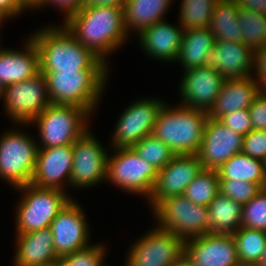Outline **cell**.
Instances as JSON below:
<instances>
[{
  "label": "cell",
  "mask_w": 266,
  "mask_h": 266,
  "mask_svg": "<svg viewBox=\"0 0 266 266\" xmlns=\"http://www.w3.org/2000/svg\"><path fill=\"white\" fill-rule=\"evenodd\" d=\"M63 24L77 41L106 64V55L123 46L128 38L123 7H83Z\"/></svg>",
  "instance_id": "6da1fadb"
},
{
  "label": "cell",
  "mask_w": 266,
  "mask_h": 266,
  "mask_svg": "<svg viewBox=\"0 0 266 266\" xmlns=\"http://www.w3.org/2000/svg\"><path fill=\"white\" fill-rule=\"evenodd\" d=\"M31 38L39 51L41 73L108 69V65L77 41L63 24L60 27H45Z\"/></svg>",
  "instance_id": "7a4b0ae2"
},
{
  "label": "cell",
  "mask_w": 266,
  "mask_h": 266,
  "mask_svg": "<svg viewBox=\"0 0 266 266\" xmlns=\"http://www.w3.org/2000/svg\"><path fill=\"white\" fill-rule=\"evenodd\" d=\"M207 119L206 111L164 104L158 113L152 135L163 141L175 155H197Z\"/></svg>",
  "instance_id": "3957f363"
},
{
  "label": "cell",
  "mask_w": 266,
  "mask_h": 266,
  "mask_svg": "<svg viewBox=\"0 0 266 266\" xmlns=\"http://www.w3.org/2000/svg\"><path fill=\"white\" fill-rule=\"evenodd\" d=\"M107 73L108 69H83L42 74L51 104L78 106L91 114L104 90Z\"/></svg>",
  "instance_id": "277c9868"
},
{
  "label": "cell",
  "mask_w": 266,
  "mask_h": 266,
  "mask_svg": "<svg viewBox=\"0 0 266 266\" xmlns=\"http://www.w3.org/2000/svg\"><path fill=\"white\" fill-rule=\"evenodd\" d=\"M21 198L16 212V234H25L50 227L52 220L72 199L59 189L39 188L27 184L16 188Z\"/></svg>",
  "instance_id": "5b68a950"
},
{
  "label": "cell",
  "mask_w": 266,
  "mask_h": 266,
  "mask_svg": "<svg viewBox=\"0 0 266 266\" xmlns=\"http://www.w3.org/2000/svg\"><path fill=\"white\" fill-rule=\"evenodd\" d=\"M89 115L78 106L50 104L31 122L37 123L41 137L38 148L73 144L88 130Z\"/></svg>",
  "instance_id": "8992f818"
},
{
  "label": "cell",
  "mask_w": 266,
  "mask_h": 266,
  "mask_svg": "<svg viewBox=\"0 0 266 266\" xmlns=\"http://www.w3.org/2000/svg\"><path fill=\"white\" fill-rule=\"evenodd\" d=\"M157 225L184 241L210 233L208 207L194 204L184 195L162 200L154 209Z\"/></svg>",
  "instance_id": "52a82bcc"
},
{
  "label": "cell",
  "mask_w": 266,
  "mask_h": 266,
  "mask_svg": "<svg viewBox=\"0 0 266 266\" xmlns=\"http://www.w3.org/2000/svg\"><path fill=\"white\" fill-rule=\"evenodd\" d=\"M38 144L24 132L11 130L0 138V178L18 188L31 184Z\"/></svg>",
  "instance_id": "ba28073f"
},
{
  "label": "cell",
  "mask_w": 266,
  "mask_h": 266,
  "mask_svg": "<svg viewBox=\"0 0 266 266\" xmlns=\"http://www.w3.org/2000/svg\"><path fill=\"white\" fill-rule=\"evenodd\" d=\"M113 149L112 157L108 155L106 179L129 193H138L149 198L158 171L132 147Z\"/></svg>",
  "instance_id": "9c48e42d"
},
{
  "label": "cell",
  "mask_w": 266,
  "mask_h": 266,
  "mask_svg": "<svg viewBox=\"0 0 266 266\" xmlns=\"http://www.w3.org/2000/svg\"><path fill=\"white\" fill-rule=\"evenodd\" d=\"M3 99L8 117L17 125L31 123L51 104L46 78L41 72L27 80L6 85Z\"/></svg>",
  "instance_id": "30bf717a"
},
{
  "label": "cell",
  "mask_w": 266,
  "mask_h": 266,
  "mask_svg": "<svg viewBox=\"0 0 266 266\" xmlns=\"http://www.w3.org/2000/svg\"><path fill=\"white\" fill-rule=\"evenodd\" d=\"M184 243L157 226L131 246L125 266H171L184 256Z\"/></svg>",
  "instance_id": "8fae6325"
},
{
  "label": "cell",
  "mask_w": 266,
  "mask_h": 266,
  "mask_svg": "<svg viewBox=\"0 0 266 266\" xmlns=\"http://www.w3.org/2000/svg\"><path fill=\"white\" fill-rule=\"evenodd\" d=\"M88 129L72 144L73 165L70 185L85 188L95 186L107 175L108 154Z\"/></svg>",
  "instance_id": "7c38bea8"
},
{
  "label": "cell",
  "mask_w": 266,
  "mask_h": 266,
  "mask_svg": "<svg viewBox=\"0 0 266 266\" xmlns=\"http://www.w3.org/2000/svg\"><path fill=\"white\" fill-rule=\"evenodd\" d=\"M165 103L157 99H140L120 116L113 133V148L133 147L138 141L152 135L158 113Z\"/></svg>",
  "instance_id": "4fadbf2b"
},
{
  "label": "cell",
  "mask_w": 266,
  "mask_h": 266,
  "mask_svg": "<svg viewBox=\"0 0 266 266\" xmlns=\"http://www.w3.org/2000/svg\"><path fill=\"white\" fill-rule=\"evenodd\" d=\"M54 253L58 258L89 246L88 224L84 211L70 200L52 220Z\"/></svg>",
  "instance_id": "5bb4252c"
},
{
  "label": "cell",
  "mask_w": 266,
  "mask_h": 266,
  "mask_svg": "<svg viewBox=\"0 0 266 266\" xmlns=\"http://www.w3.org/2000/svg\"><path fill=\"white\" fill-rule=\"evenodd\" d=\"M184 256L192 266H241L232 234L208 233L185 240Z\"/></svg>",
  "instance_id": "9a60e30c"
},
{
  "label": "cell",
  "mask_w": 266,
  "mask_h": 266,
  "mask_svg": "<svg viewBox=\"0 0 266 266\" xmlns=\"http://www.w3.org/2000/svg\"><path fill=\"white\" fill-rule=\"evenodd\" d=\"M198 155H175L160 171L148 200L154 209L162 200L183 195L186 187L203 170Z\"/></svg>",
  "instance_id": "2e32d148"
},
{
  "label": "cell",
  "mask_w": 266,
  "mask_h": 266,
  "mask_svg": "<svg viewBox=\"0 0 266 266\" xmlns=\"http://www.w3.org/2000/svg\"><path fill=\"white\" fill-rule=\"evenodd\" d=\"M244 136L209 118L204 127V136L198 157L204 169L218 170L233 155L241 153Z\"/></svg>",
  "instance_id": "e0dca14e"
},
{
  "label": "cell",
  "mask_w": 266,
  "mask_h": 266,
  "mask_svg": "<svg viewBox=\"0 0 266 266\" xmlns=\"http://www.w3.org/2000/svg\"><path fill=\"white\" fill-rule=\"evenodd\" d=\"M179 94L184 99L181 106L208 112L217 99L225 78L207 66L184 71ZM187 104V105H186Z\"/></svg>",
  "instance_id": "ac0fdd59"
},
{
  "label": "cell",
  "mask_w": 266,
  "mask_h": 266,
  "mask_svg": "<svg viewBox=\"0 0 266 266\" xmlns=\"http://www.w3.org/2000/svg\"><path fill=\"white\" fill-rule=\"evenodd\" d=\"M72 165V144L39 148L31 184L64 191V178L70 184Z\"/></svg>",
  "instance_id": "d6986e66"
},
{
  "label": "cell",
  "mask_w": 266,
  "mask_h": 266,
  "mask_svg": "<svg viewBox=\"0 0 266 266\" xmlns=\"http://www.w3.org/2000/svg\"><path fill=\"white\" fill-rule=\"evenodd\" d=\"M205 66L214 68L225 79L252 77L253 51L243 42L216 41Z\"/></svg>",
  "instance_id": "ffe728a7"
},
{
  "label": "cell",
  "mask_w": 266,
  "mask_h": 266,
  "mask_svg": "<svg viewBox=\"0 0 266 266\" xmlns=\"http://www.w3.org/2000/svg\"><path fill=\"white\" fill-rule=\"evenodd\" d=\"M261 90L254 77L225 79L217 99L207 112L208 117L219 120L225 114L249 109Z\"/></svg>",
  "instance_id": "44dd1931"
},
{
  "label": "cell",
  "mask_w": 266,
  "mask_h": 266,
  "mask_svg": "<svg viewBox=\"0 0 266 266\" xmlns=\"http://www.w3.org/2000/svg\"><path fill=\"white\" fill-rule=\"evenodd\" d=\"M183 34L181 26L176 27L161 20L143 30L138 37L148 56L173 62L179 54Z\"/></svg>",
  "instance_id": "7402d4cb"
},
{
  "label": "cell",
  "mask_w": 266,
  "mask_h": 266,
  "mask_svg": "<svg viewBox=\"0 0 266 266\" xmlns=\"http://www.w3.org/2000/svg\"><path fill=\"white\" fill-rule=\"evenodd\" d=\"M24 51L0 48V82L6 85L34 77L40 72L39 51L30 37Z\"/></svg>",
  "instance_id": "603a6c76"
},
{
  "label": "cell",
  "mask_w": 266,
  "mask_h": 266,
  "mask_svg": "<svg viewBox=\"0 0 266 266\" xmlns=\"http://www.w3.org/2000/svg\"><path fill=\"white\" fill-rule=\"evenodd\" d=\"M16 235L15 266H46L59 261L54 253L50 227Z\"/></svg>",
  "instance_id": "cb8c5ba5"
},
{
  "label": "cell",
  "mask_w": 266,
  "mask_h": 266,
  "mask_svg": "<svg viewBox=\"0 0 266 266\" xmlns=\"http://www.w3.org/2000/svg\"><path fill=\"white\" fill-rule=\"evenodd\" d=\"M172 0H127L123 7L124 26L127 35L131 30L140 34L143 30L164 20Z\"/></svg>",
  "instance_id": "d4e9b609"
},
{
  "label": "cell",
  "mask_w": 266,
  "mask_h": 266,
  "mask_svg": "<svg viewBox=\"0 0 266 266\" xmlns=\"http://www.w3.org/2000/svg\"><path fill=\"white\" fill-rule=\"evenodd\" d=\"M215 42V36L209 27L184 31L176 61L181 62L184 71L203 67Z\"/></svg>",
  "instance_id": "484cf974"
},
{
  "label": "cell",
  "mask_w": 266,
  "mask_h": 266,
  "mask_svg": "<svg viewBox=\"0 0 266 266\" xmlns=\"http://www.w3.org/2000/svg\"><path fill=\"white\" fill-rule=\"evenodd\" d=\"M207 207L210 217V233L234 234L242 227V204L220 192Z\"/></svg>",
  "instance_id": "4316f807"
},
{
  "label": "cell",
  "mask_w": 266,
  "mask_h": 266,
  "mask_svg": "<svg viewBox=\"0 0 266 266\" xmlns=\"http://www.w3.org/2000/svg\"><path fill=\"white\" fill-rule=\"evenodd\" d=\"M240 8L235 0H219L209 25L216 41L242 42L243 32L238 23Z\"/></svg>",
  "instance_id": "83f0119b"
},
{
  "label": "cell",
  "mask_w": 266,
  "mask_h": 266,
  "mask_svg": "<svg viewBox=\"0 0 266 266\" xmlns=\"http://www.w3.org/2000/svg\"><path fill=\"white\" fill-rule=\"evenodd\" d=\"M220 180H239L258 183L266 188L264 161L244 153L233 155L218 170Z\"/></svg>",
  "instance_id": "f1b7e54d"
},
{
  "label": "cell",
  "mask_w": 266,
  "mask_h": 266,
  "mask_svg": "<svg viewBox=\"0 0 266 266\" xmlns=\"http://www.w3.org/2000/svg\"><path fill=\"white\" fill-rule=\"evenodd\" d=\"M241 266H256L266 247V232L241 227L232 234Z\"/></svg>",
  "instance_id": "f546056e"
},
{
  "label": "cell",
  "mask_w": 266,
  "mask_h": 266,
  "mask_svg": "<svg viewBox=\"0 0 266 266\" xmlns=\"http://www.w3.org/2000/svg\"><path fill=\"white\" fill-rule=\"evenodd\" d=\"M220 193L217 170L203 169L186 187L183 195L194 204L208 206Z\"/></svg>",
  "instance_id": "4dcf8cb0"
},
{
  "label": "cell",
  "mask_w": 266,
  "mask_h": 266,
  "mask_svg": "<svg viewBox=\"0 0 266 266\" xmlns=\"http://www.w3.org/2000/svg\"><path fill=\"white\" fill-rule=\"evenodd\" d=\"M219 0H182L180 10V26L184 31L207 28L212 13Z\"/></svg>",
  "instance_id": "1f68e13d"
},
{
  "label": "cell",
  "mask_w": 266,
  "mask_h": 266,
  "mask_svg": "<svg viewBox=\"0 0 266 266\" xmlns=\"http://www.w3.org/2000/svg\"><path fill=\"white\" fill-rule=\"evenodd\" d=\"M238 23L243 32V43L253 52L266 45V15L240 8Z\"/></svg>",
  "instance_id": "d6a6232c"
},
{
  "label": "cell",
  "mask_w": 266,
  "mask_h": 266,
  "mask_svg": "<svg viewBox=\"0 0 266 266\" xmlns=\"http://www.w3.org/2000/svg\"><path fill=\"white\" fill-rule=\"evenodd\" d=\"M132 148L157 171L163 169L175 156L173 151L163 141L153 135L144 137Z\"/></svg>",
  "instance_id": "836d02e7"
},
{
  "label": "cell",
  "mask_w": 266,
  "mask_h": 266,
  "mask_svg": "<svg viewBox=\"0 0 266 266\" xmlns=\"http://www.w3.org/2000/svg\"><path fill=\"white\" fill-rule=\"evenodd\" d=\"M242 227L266 232V188L243 205Z\"/></svg>",
  "instance_id": "e575fe53"
},
{
  "label": "cell",
  "mask_w": 266,
  "mask_h": 266,
  "mask_svg": "<svg viewBox=\"0 0 266 266\" xmlns=\"http://www.w3.org/2000/svg\"><path fill=\"white\" fill-rule=\"evenodd\" d=\"M104 245H89L86 248L64 255L59 258L62 266H106L103 264L105 257Z\"/></svg>",
  "instance_id": "d590c367"
},
{
  "label": "cell",
  "mask_w": 266,
  "mask_h": 266,
  "mask_svg": "<svg viewBox=\"0 0 266 266\" xmlns=\"http://www.w3.org/2000/svg\"><path fill=\"white\" fill-rule=\"evenodd\" d=\"M263 188L254 182L239 180H220V192L242 205L250 201Z\"/></svg>",
  "instance_id": "8d00e7d4"
},
{
  "label": "cell",
  "mask_w": 266,
  "mask_h": 266,
  "mask_svg": "<svg viewBox=\"0 0 266 266\" xmlns=\"http://www.w3.org/2000/svg\"><path fill=\"white\" fill-rule=\"evenodd\" d=\"M242 153L266 160V130H252L243 138Z\"/></svg>",
  "instance_id": "74e56055"
},
{
  "label": "cell",
  "mask_w": 266,
  "mask_h": 266,
  "mask_svg": "<svg viewBox=\"0 0 266 266\" xmlns=\"http://www.w3.org/2000/svg\"><path fill=\"white\" fill-rule=\"evenodd\" d=\"M218 121L243 136L252 131V120L248 109H241L225 114Z\"/></svg>",
  "instance_id": "f35d334b"
},
{
  "label": "cell",
  "mask_w": 266,
  "mask_h": 266,
  "mask_svg": "<svg viewBox=\"0 0 266 266\" xmlns=\"http://www.w3.org/2000/svg\"><path fill=\"white\" fill-rule=\"evenodd\" d=\"M252 130H266V89H262L249 107Z\"/></svg>",
  "instance_id": "ab89813d"
},
{
  "label": "cell",
  "mask_w": 266,
  "mask_h": 266,
  "mask_svg": "<svg viewBox=\"0 0 266 266\" xmlns=\"http://www.w3.org/2000/svg\"><path fill=\"white\" fill-rule=\"evenodd\" d=\"M84 0H37L32 6L35 8L44 7L45 4L55 5L58 8H61L66 14L65 21H67L70 17L76 14L80 9L83 8Z\"/></svg>",
  "instance_id": "60d3db41"
},
{
  "label": "cell",
  "mask_w": 266,
  "mask_h": 266,
  "mask_svg": "<svg viewBox=\"0 0 266 266\" xmlns=\"http://www.w3.org/2000/svg\"><path fill=\"white\" fill-rule=\"evenodd\" d=\"M257 76L254 81L262 88L266 89V45L253 52V71Z\"/></svg>",
  "instance_id": "b9f144b4"
},
{
  "label": "cell",
  "mask_w": 266,
  "mask_h": 266,
  "mask_svg": "<svg viewBox=\"0 0 266 266\" xmlns=\"http://www.w3.org/2000/svg\"><path fill=\"white\" fill-rule=\"evenodd\" d=\"M31 6L25 0H0V17L5 20L18 16Z\"/></svg>",
  "instance_id": "7bdbcfd3"
},
{
  "label": "cell",
  "mask_w": 266,
  "mask_h": 266,
  "mask_svg": "<svg viewBox=\"0 0 266 266\" xmlns=\"http://www.w3.org/2000/svg\"><path fill=\"white\" fill-rule=\"evenodd\" d=\"M239 8L266 15V0H235Z\"/></svg>",
  "instance_id": "ee69618b"
},
{
  "label": "cell",
  "mask_w": 266,
  "mask_h": 266,
  "mask_svg": "<svg viewBox=\"0 0 266 266\" xmlns=\"http://www.w3.org/2000/svg\"><path fill=\"white\" fill-rule=\"evenodd\" d=\"M127 0H84L83 7L92 6H117L124 7Z\"/></svg>",
  "instance_id": "f6af8a7d"
},
{
  "label": "cell",
  "mask_w": 266,
  "mask_h": 266,
  "mask_svg": "<svg viewBox=\"0 0 266 266\" xmlns=\"http://www.w3.org/2000/svg\"><path fill=\"white\" fill-rule=\"evenodd\" d=\"M171 266H192L191 263L183 256L180 260Z\"/></svg>",
  "instance_id": "bcb514c9"
},
{
  "label": "cell",
  "mask_w": 266,
  "mask_h": 266,
  "mask_svg": "<svg viewBox=\"0 0 266 266\" xmlns=\"http://www.w3.org/2000/svg\"><path fill=\"white\" fill-rule=\"evenodd\" d=\"M256 266H266V247L262 253L259 263Z\"/></svg>",
  "instance_id": "7dc6e473"
},
{
  "label": "cell",
  "mask_w": 266,
  "mask_h": 266,
  "mask_svg": "<svg viewBox=\"0 0 266 266\" xmlns=\"http://www.w3.org/2000/svg\"><path fill=\"white\" fill-rule=\"evenodd\" d=\"M4 86L2 85V83L0 82V98H3L4 95Z\"/></svg>",
  "instance_id": "c3c4849f"
},
{
  "label": "cell",
  "mask_w": 266,
  "mask_h": 266,
  "mask_svg": "<svg viewBox=\"0 0 266 266\" xmlns=\"http://www.w3.org/2000/svg\"><path fill=\"white\" fill-rule=\"evenodd\" d=\"M46 266H62V264L60 263V261H57L53 264H49V265H46Z\"/></svg>",
  "instance_id": "681fc988"
},
{
  "label": "cell",
  "mask_w": 266,
  "mask_h": 266,
  "mask_svg": "<svg viewBox=\"0 0 266 266\" xmlns=\"http://www.w3.org/2000/svg\"><path fill=\"white\" fill-rule=\"evenodd\" d=\"M30 6H32L37 0H25Z\"/></svg>",
  "instance_id": "f907efd6"
},
{
  "label": "cell",
  "mask_w": 266,
  "mask_h": 266,
  "mask_svg": "<svg viewBox=\"0 0 266 266\" xmlns=\"http://www.w3.org/2000/svg\"><path fill=\"white\" fill-rule=\"evenodd\" d=\"M264 166H265V174H266V160L264 161Z\"/></svg>",
  "instance_id": "816d5d0a"
}]
</instances>
